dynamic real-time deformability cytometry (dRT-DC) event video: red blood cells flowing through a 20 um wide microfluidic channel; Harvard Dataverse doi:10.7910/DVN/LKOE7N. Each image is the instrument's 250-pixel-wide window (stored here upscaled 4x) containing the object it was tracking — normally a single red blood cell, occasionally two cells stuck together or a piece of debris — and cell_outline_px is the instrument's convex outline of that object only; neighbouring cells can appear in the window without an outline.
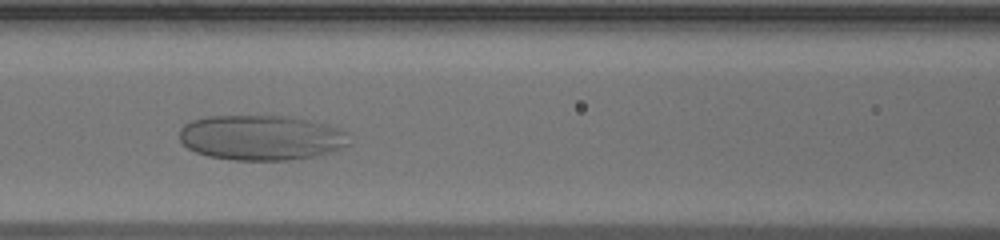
{"species": "human", "species_latin": "Homo sapiens", "temperature_condition": "warm", "stored_images_in_passage": 34, "camera_frame_rate_fps": 3000, "um_per_image_px": 0.085, "donor": {"sex": "male"}, "frame": {"image": 1, "passage_image": 13, "time_ms": 4.0, "image_size_px": [1000, 240], "cell_outline_px": [[348, 144], [332, 152], [316, 156], [292, 160], [232, 160], [208, 156], [196, 152], [188, 148], [180, 140], [180, 128], [184, 124], [192, 120], [204, 116], [292, 116], [328, 124], [340, 128], [348, 132]], "centroid_in_image_um": [22.22, 11.69], "position_along_channel_um": 144.4, "area_um2": 45.08}}
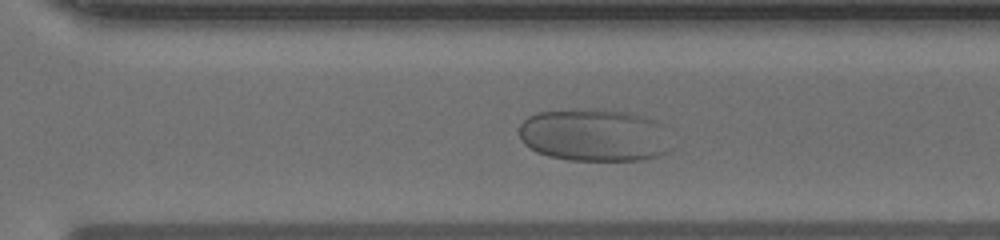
{"frame": {"image": 2, "passage_image": 26, "time_ms": 8.333, "image_size_px": [1000, 240], "cell_outline_px": [[668, 152], [656, 156], [640, 160], [568, 160], [548, 156], [536, 152], [524, 144], [520, 140], [520, 124], [528, 116], [536, 112], [588, 108], [596, 108], [628, 112], [648, 116], [656, 120]], "centroid_in_image_um": [50.39, 11.47], "position_along_channel_um": 320.2, "area_um2": 46.36}}
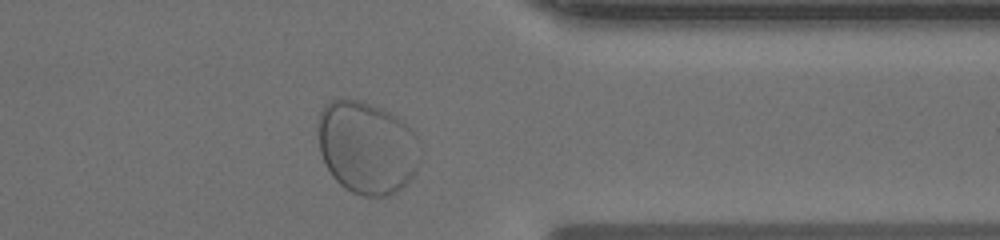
{"frame": {"image": 3, "passage_image": 31, "time_ms": 10.0, "image_size_px": [1000, 240], "cell_outline_px": [[420, 156], [416, 172], [404, 188], [388, 196], [364, 196], [352, 192], [344, 188], [332, 176], [324, 164], [320, 152], [320, 112], [324, 104], [332, 100], [360, 100], [380, 108], [396, 116], [408, 124], [416, 136], [420, 144]], "centroid_in_image_um": [31.23, 12.57], "position_along_channel_um": 380.2, "area_um2": 55.31}}